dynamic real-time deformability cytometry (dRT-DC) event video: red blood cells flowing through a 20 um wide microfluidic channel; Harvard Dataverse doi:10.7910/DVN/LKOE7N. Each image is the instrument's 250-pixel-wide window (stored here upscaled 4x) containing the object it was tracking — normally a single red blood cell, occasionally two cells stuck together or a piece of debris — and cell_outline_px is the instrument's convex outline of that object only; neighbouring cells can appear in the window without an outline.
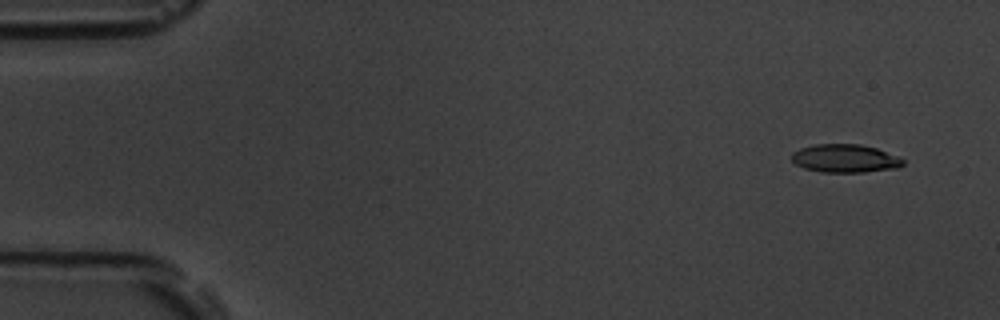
{"species": "common noctule bat (a hibernating species)", "species_latin": "Nyctalus noctula", "temperature_condition": "room temperature", "stored_images_in_passage": 54, "camera_frame_rate_fps": 3000, "um_per_image_px": 0.085, "animal": {"sex": "male", "body_mass_g": 19.5, "forearm_length_mm": 54.6}, "frame": {"image": 1, "passage_image": 3, "time_ms": 0.667, "image_size_px": [1000, 320], "cell_outline_px": [[904, 164], [900, 168], [864, 172], [820, 172], [804, 168], [796, 164], [792, 160], [792, 152], [800, 148], [816, 144], [860, 144], [876, 148], [900, 156], [904, 160]], "centroid_in_image_um": [71.87, 13.47], "position_along_channel_um": 13.1, "area_um2": 18.5}}
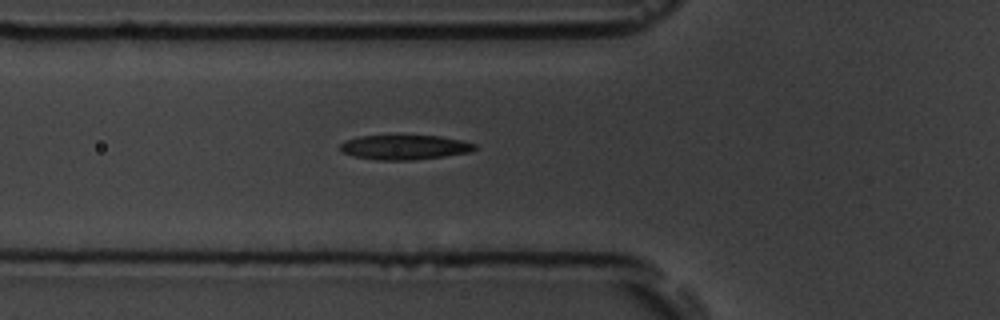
{"frame": {"image": 2, "passage_image": 19, "time_ms": 6.0, "image_size_px": [1000, 320], "cell_outline_px": [[476, 148], [468, 152], [444, 156], [412, 160], [376, 160], [352, 156], [340, 152], [340, 144], [344, 140], [356, 136], [440, 136], [460, 140], [476, 144]], "centroid_in_image_um": [34.31, 12.52], "position_along_channel_um": 91.5, "area_um2": 19.31}}
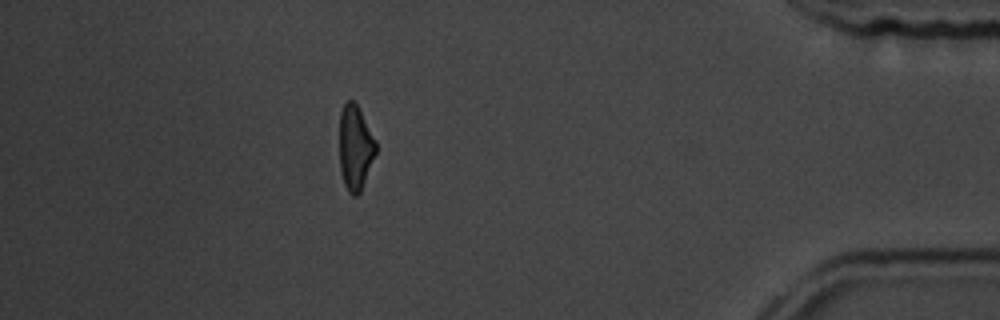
{"frame": {"image": 3, "passage_image": 48, "time_ms": 15.667, "image_size_px": [1000, 320], "cell_outline_px": [[376, 152], [360, 192], [356, 196], [352, 196], [348, 192], [344, 184], [340, 172], [340, 112], [344, 104], [348, 100], [352, 100], [356, 104], [376, 140]], "centroid_in_image_um": [30.18, 12.57], "position_along_channel_um": 405.0, "area_um2": 17.8}, "authors_computed_cell_mechanics": {"area_um2": 19.3052, "velocity_mm_per_s": 3.7306, "shape_relaxation_time_tau1_ms": 6.5101, "shape_relaxation_time_tau2_ms": 3.6466, "deformation_change_tau1": 0.1731, "deformation_change_tau2": 0.1298}}